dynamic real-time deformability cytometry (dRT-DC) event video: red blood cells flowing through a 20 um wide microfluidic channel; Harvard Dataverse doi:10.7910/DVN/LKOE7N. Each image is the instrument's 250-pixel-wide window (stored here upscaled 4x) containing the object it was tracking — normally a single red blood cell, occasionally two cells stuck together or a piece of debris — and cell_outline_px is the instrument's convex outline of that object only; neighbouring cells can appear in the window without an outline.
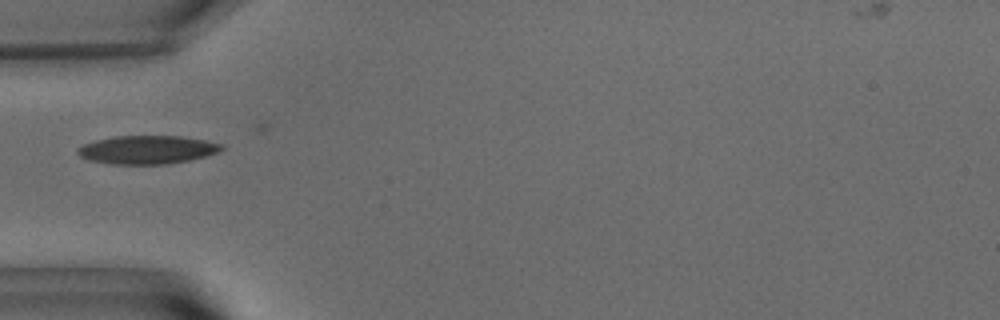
{"species": "common noctule bat (a hibernating species)", "species_latin": "Nyctalus noctula", "temperature_condition": "warm", "stored_images_in_passage": 23, "camera_frame_rate_fps": 3000, "um_per_image_px": 0.085, "animal": {"sex": "male", "body_mass_g": 15.6}, "frame": {"image": 1, "passage_image": 1, "time_ms": 0.0, "image_size_px": [1000, 320], "cell_outline_px": [[224, 148], [216, 152], [204, 156], [188, 160], [168, 164], [112, 164], [88, 160], [80, 156], [76, 152], [76, 148], [84, 144], [96, 140], [116, 136], [180, 136], [204, 140], [224, 144]], "centroid_in_image_um": [12.48, 12.72], "position_along_channel_um": 72.5, "area_um2": 23.7}}
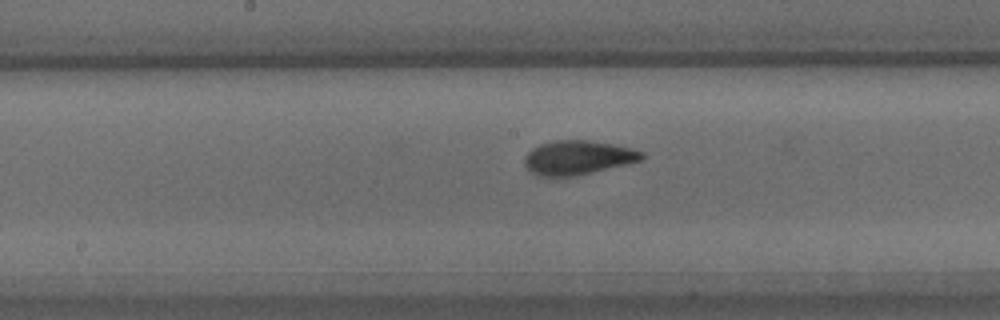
{"frame": {"image": 2, "passage_image": 11, "time_ms": 3.333, "image_size_px": [1000, 320], "cell_outline_px": [[644, 160], [588, 172], [568, 176], [540, 176], [532, 172], [524, 164], [524, 156], [532, 148], [540, 144], [552, 140], [592, 140], [616, 144], [632, 148], [644, 152]], "centroid_in_image_um": [49.13, 13.36], "position_along_channel_um": 199.1, "area_um2": 23.18}}
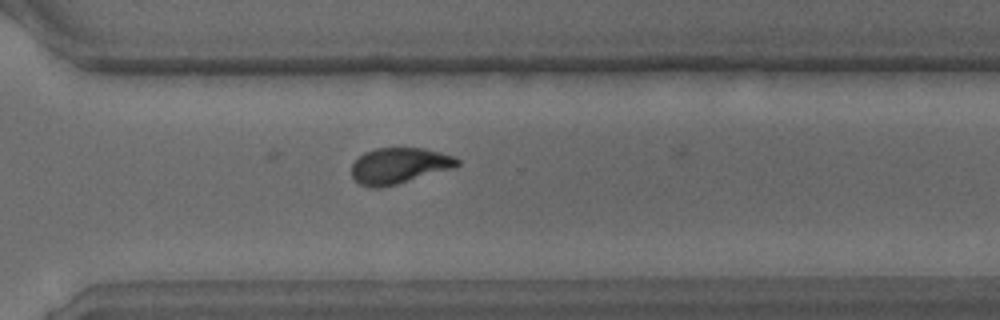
{"frame": {"image": 3, "passage_image": 22, "time_ms": 7.0, "image_size_px": [1000, 320], "cell_outline_px": [[460, 164], [456, 168], [396, 184], [380, 188], [372, 188], [360, 184], [352, 176], [352, 164], [364, 152], [376, 148], [424, 148], [456, 156], [460, 160]], "centroid_in_image_um": [33.98, 14.08], "position_along_channel_um": 336.6, "area_um2": 22.25}}